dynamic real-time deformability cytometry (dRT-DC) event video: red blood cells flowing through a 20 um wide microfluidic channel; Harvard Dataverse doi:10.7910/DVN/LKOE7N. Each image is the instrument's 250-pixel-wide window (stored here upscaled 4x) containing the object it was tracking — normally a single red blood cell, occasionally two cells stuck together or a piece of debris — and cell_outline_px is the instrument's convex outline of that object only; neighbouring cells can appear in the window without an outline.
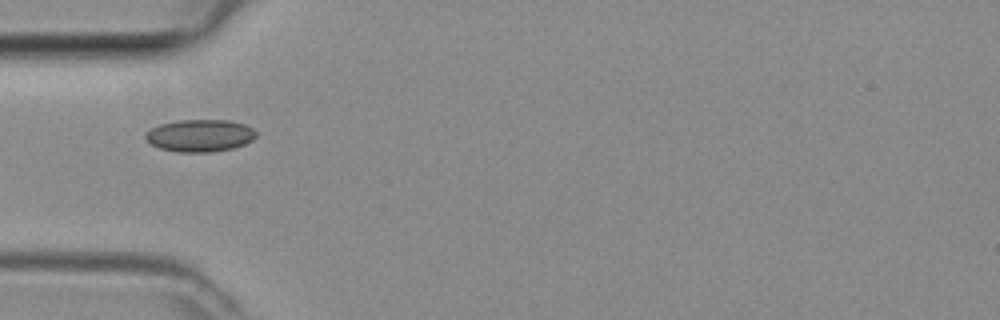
{"species": "common noctule bat (a hibernating species)", "species_latin": "Nyctalus noctula", "temperature_condition": "room temperature", "stored_images_in_passage": 3, "camera_frame_rate_fps": 3000, "um_per_image_px": 0.085, "animal": {"sex": "female", "body_mass_g": 29.2, "forearm_length_mm": 56.3}, "frame": {"image": 1, "passage_image": 1, "time_ms": 0.0, "image_size_px": [1000, 320], "cell_outline_px": [[256, 136], [252, 140], [244, 144], [232, 148], [212, 152], [176, 152], [160, 148], [152, 144], [144, 136], [152, 128], [160, 124], [176, 120], [228, 120], [244, 124], [252, 128], [256, 132]], "centroid_in_image_um": [17.0, 11.52], "position_along_channel_um": 68.0, "area_um2": 20.69}}